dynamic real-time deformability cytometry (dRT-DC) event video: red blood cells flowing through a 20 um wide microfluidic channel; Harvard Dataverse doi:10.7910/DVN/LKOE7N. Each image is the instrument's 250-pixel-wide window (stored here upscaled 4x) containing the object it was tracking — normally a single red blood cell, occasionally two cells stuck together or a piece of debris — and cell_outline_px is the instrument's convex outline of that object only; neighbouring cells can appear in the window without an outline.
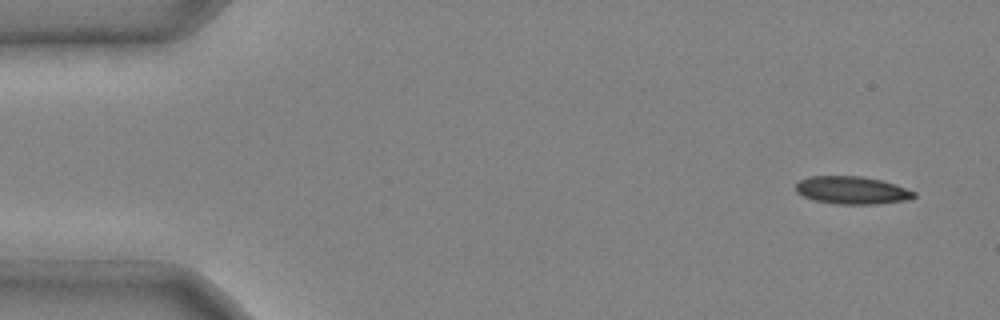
{"species": "common noctule bat (a hibernating species)", "species_latin": "Nyctalus noctula", "temperature_condition": "cold", "stored_images_in_passage": 3, "camera_frame_rate_fps": 3000, "um_per_image_px": 0.085, "animal": {"sex": "male", "body_mass_g": 20.4}, "frame": {"image": 1, "passage_image": 1, "time_ms": 0.0, "image_size_px": [1000, 320], "cell_outline_px": [[916, 196], [912, 200], [880, 204], [836, 204], [812, 200], [796, 192], [796, 184], [800, 180], [808, 176], [860, 176], [880, 180], [896, 184], [916, 192]], "centroid_in_image_um": [72.46, 16.18], "position_along_channel_um": 12.5, "area_um2": 19.36}}
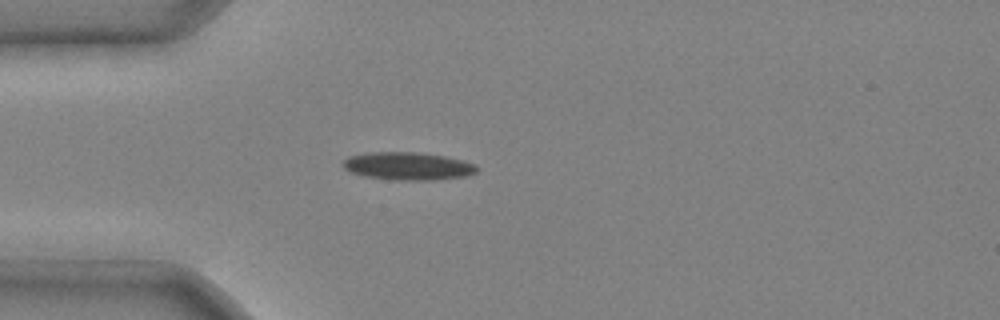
{"frame": {"image": 2, "passage_image": 3, "time_ms": 0.667, "image_size_px": [1000, 320], "cell_outline_px": [[480, 168], [476, 172], [468, 176], [432, 180], [396, 180], [364, 176], [352, 172], [344, 168], [344, 160], [348, 156], [368, 152], [420, 152], [444, 156], [476, 164]], "centroid_in_image_um": [34.7, 14.11], "position_along_channel_um": 50.3, "area_um2": 21.73}}